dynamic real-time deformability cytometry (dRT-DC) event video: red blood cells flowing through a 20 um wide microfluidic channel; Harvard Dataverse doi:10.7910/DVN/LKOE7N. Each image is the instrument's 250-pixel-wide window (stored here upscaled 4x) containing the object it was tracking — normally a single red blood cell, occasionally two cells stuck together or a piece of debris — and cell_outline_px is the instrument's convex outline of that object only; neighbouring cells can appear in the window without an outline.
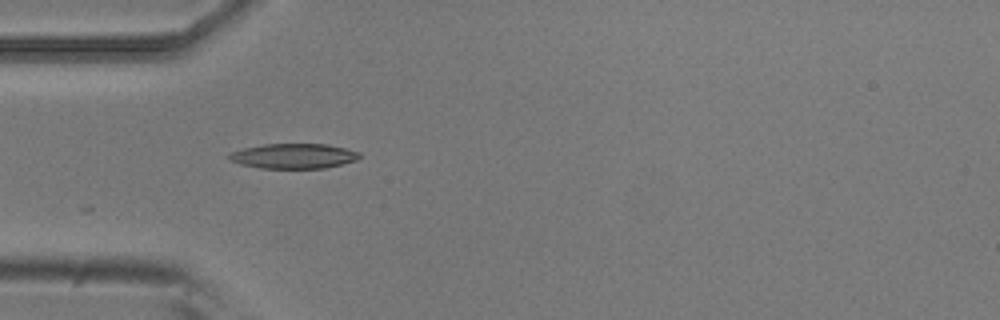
{"species": "common noctule bat (a hibernating species)", "species_latin": "Nyctalus noctula", "temperature_condition": "room temperature", "stored_images_in_passage": 6, "camera_frame_rate_fps": 3000, "um_per_image_px": 0.085, "animal": {"sex": "male", "body_mass_g": 20.5, "forearm_length_mm": 52.5}, "frame": {"image": 1, "passage_image": 5, "time_ms": 1.333, "image_size_px": [1000, 320], "cell_outline_px": [[360, 156], [356, 160], [324, 168], [260, 168], [240, 164], [228, 160], [228, 156], [232, 152], [244, 148], [264, 144], [328, 144], [360, 152]], "centroid_in_image_um": [24.94, 13.26], "position_along_channel_um": 60.1, "area_um2": 18.84}}
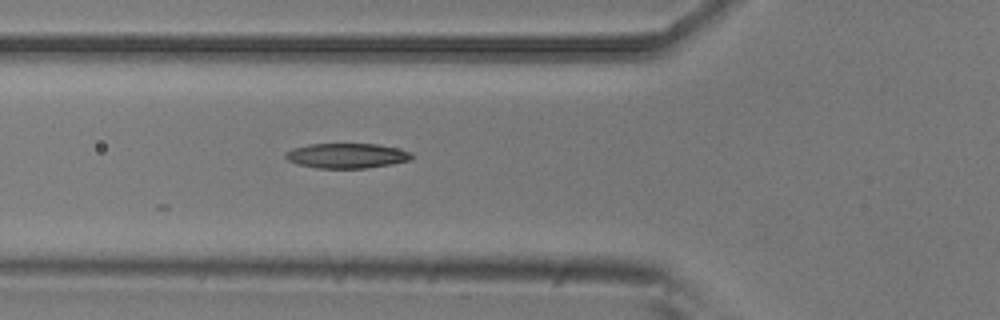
{"frame": {"image": 2, "passage_image": 6, "time_ms": 1.667, "image_size_px": [1000, 320], "cell_outline_px": [[412, 160], [392, 164], [364, 168], [316, 168], [300, 164], [288, 160], [284, 156], [284, 152], [292, 148], [308, 144], [380, 144], [412, 152]], "centroid_in_image_um": [29.48, 13.23], "position_along_channel_um": 96.3, "area_um2": 18.38}}